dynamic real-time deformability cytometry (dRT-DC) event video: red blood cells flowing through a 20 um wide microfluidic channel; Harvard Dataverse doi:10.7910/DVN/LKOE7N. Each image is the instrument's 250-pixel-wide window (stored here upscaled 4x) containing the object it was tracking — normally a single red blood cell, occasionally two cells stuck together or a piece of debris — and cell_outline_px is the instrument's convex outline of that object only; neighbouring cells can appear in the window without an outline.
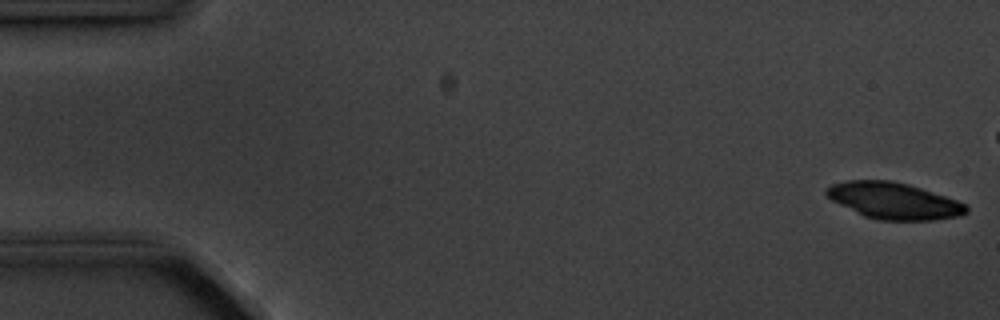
{"species": "common noctule bat (a hibernating species)", "species_latin": "Nyctalus noctula", "temperature_condition": "cold", "stored_images_in_passage": 6, "camera_frame_rate_fps": 3000, "um_per_image_px": 0.085, "animal": {"sex": "male", "body_mass_g": 20.1, "forearm_length_mm": 53.5}, "frame": {"image": 1, "passage_image": 1, "time_ms": 0.0, "image_size_px": [1000, 320], "cell_outline_px": [[968, 212], [960, 216], [932, 220], [880, 220], [864, 216], [832, 200], [824, 192], [824, 188], [832, 184], [844, 180], [892, 180], [908, 184], [968, 204]], "centroid_in_image_um": [75.97, 17.06], "position_along_channel_um": 9.0, "area_um2": 29.65}}